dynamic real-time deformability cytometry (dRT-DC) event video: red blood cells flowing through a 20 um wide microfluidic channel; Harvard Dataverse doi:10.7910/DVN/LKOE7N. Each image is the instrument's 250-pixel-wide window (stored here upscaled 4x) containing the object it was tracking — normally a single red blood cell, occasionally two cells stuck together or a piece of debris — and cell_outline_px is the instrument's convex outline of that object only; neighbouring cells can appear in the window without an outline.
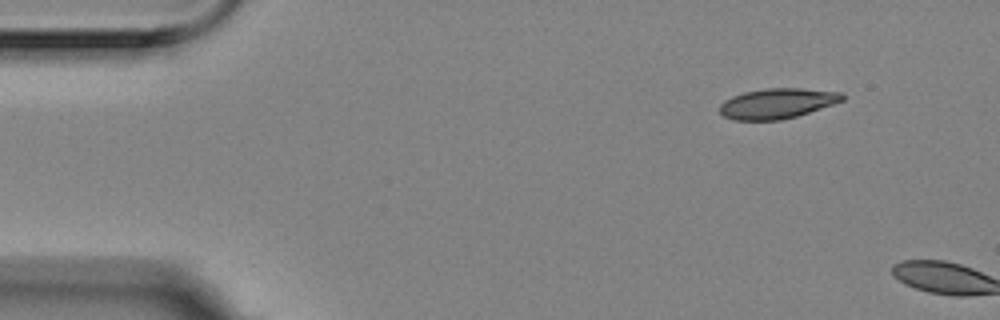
{"species": "Egyptian fruit bat (a non-hibernating species)", "species_latin": "Rousettus aegyptiacus", "temperature_condition": "room temperature", "stored_images_in_passage": 3, "camera_frame_rate_fps": 3000, "um_per_image_px": 0.085, "animal": {"sex": "female"}, "frame": {"image": 1, "passage_image": 3, "time_ms": 0.667, "image_size_px": [1000, 320], "cell_outline_px": [[844, 100], [796, 116], [780, 120], [732, 120], [724, 116], [720, 112], [720, 104], [724, 100], [732, 96], [744, 92], [768, 88], [800, 88], [844, 92]], "centroid_in_image_um": [66.05, 8.78], "position_along_channel_um": 19.0, "area_um2": 21.5}}